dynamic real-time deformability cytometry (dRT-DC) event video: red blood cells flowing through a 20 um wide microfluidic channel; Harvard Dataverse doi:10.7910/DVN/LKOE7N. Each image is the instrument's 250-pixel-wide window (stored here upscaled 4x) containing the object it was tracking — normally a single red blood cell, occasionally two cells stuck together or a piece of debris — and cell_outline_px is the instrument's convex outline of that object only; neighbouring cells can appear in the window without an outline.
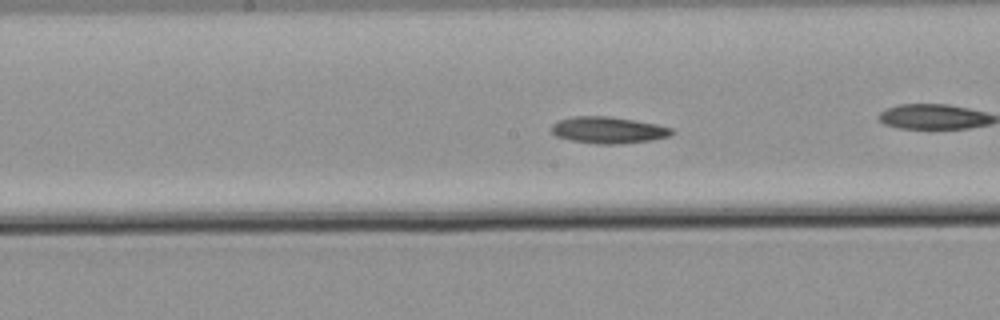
{"species": "common noctule bat (a hibernating species)", "species_latin": "Nyctalus noctula", "temperature_condition": "warm", "stored_images_in_passage": 41, "camera_frame_rate_fps": 3000, "um_per_image_px": 0.085, "animal": {"sex": "male", "body_mass_g": 21.5, "forearm_length_mm": 52.0}, "frame": {"image": 1, "passage_image": 12, "time_ms": 3.667, "image_size_px": [1000, 320], "cell_outline_px": [[676, 132], [668, 136], [652, 140], [620, 144], [600, 144], [572, 140], [556, 136], [552, 132], [552, 124], [560, 120], [572, 116], [608, 116], [656, 124], [672, 128]], "centroid_in_image_um": [51.72, 11.05], "position_along_channel_um": 196.5, "area_um2": 18.5}}